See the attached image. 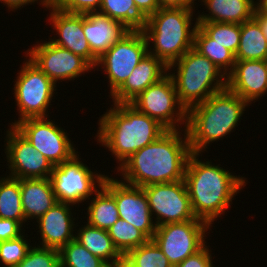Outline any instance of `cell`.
Here are the masks:
<instances>
[{"label": "cell", "mask_w": 267, "mask_h": 267, "mask_svg": "<svg viewBox=\"0 0 267 267\" xmlns=\"http://www.w3.org/2000/svg\"><path fill=\"white\" fill-rule=\"evenodd\" d=\"M167 130L157 140L133 153L118 166L121 181L139 187L184 180L191 149L184 129Z\"/></svg>", "instance_id": "obj_1"}, {"label": "cell", "mask_w": 267, "mask_h": 267, "mask_svg": "<svg viewBox=\"0 0 267 267\" xmlns=\"http://www.w3.org/2000/svg\"><path fill=\"white\" fill-rule=\"evenodd\" d=\"M199 156L198 153L189 156L184 181L195 217L212 227V222L225 213L247 181L219 164L212 165L209 160L202 162Z\"/></svg>", "instance_id": "obj_2"}, {"label": "cell", "mask_w": 267, "mask_h": 267, "mask_svg": "<svg viewBox=\"0 0 267 267\" xmlns=\"http://www.w3.org/2000/svg\"><path fill=\"white\" fill-rule=\"evenodd\" d=\"M112 106L99 118L96 138L99 144L112 152L120 166L167 129L130 103H114Z\"/></svg>", "instance_id": "obj_3"}, {"label": "cell", "mask_w": 267, "mask_h": 267, "mask_svg": "<svg viewBox=\"0 0 267 267\" xmlns=\"http://www.w3.org/2000/svg\"><path fill=\"white\" fill-rule=\"evenodd\" d=\"M247 106L246 100L225 88L191 107L186 125L191 152L201 154L211 142L233 132Z\"/></svg>", "instance_id": "obj_4"}, {"label": "cell", "mask_w": 267, "mask_h": 267, "mask_svg": "<svg viewBox=\"0 0 267 267\" xmlns=\"http://www.w3.org/2000/svg\"><path fill=\"white\" fill-rule=\"evenodd\" d=\"M193 10L191 8H160L150 15L142 27L148 49H150L148 53L169 66L188 50L194 48V34L198 24L192 23L194 21L192 20ZM150 43L153 44V50L150 48Z\"/></svg>", "instance_id": "obj_5"}, {"label": "cell", "mask_w": 267, "mask_h": 267, "mask_svg": "<svg viewBox=\"0 0 267 267\" xmlns=\"http://www.w3.org/2000/svg\"><path fill=\"white\" fill-rule=\"evenodd\" d=\"M176 67L177 72L169 75L174 81L178 100L187 111L227 88V76L194 48L171 63L168 71Z\"/></svg>", "instance_id": "obj_6"}, {"label": "cell", "mask_w": 267, "mask_h": 267, "mask_svg": "<svg viewBox=\"0 0 267 267\" xmlns=\"http://www.w3.org/2000/svg\"><path fill=\"white\" fill-rule=\"evenodd\" d=\"M23 64L13 89L20 117L11 126L27 118H48L46 110L57 90L56 84L32 61L28 59Z\"/></svg>", "instance_id": "obj_7"}, {"label": "cell", "mask_w": 267, "mask_h": 267, "mask_svg": "<svg viewBox=\"0 0 267 267\" xmlns=\"http://www.w3.org/2000/svg\"><path fill=\"white\" fill-rule=\"evenodd\" d=\"M79 159L76 153L70 160L53 166L50 181L58 202L79 206L103 186L107 175L92 172Z\"/></svg>", "instance_id": "obj_8"}, {"label": "cell", "mask_w": 267, "mask_h": 267, "mask_svg": "<svg viewBox=\"0 0 267 267\" xmlns=\"http://www.w3.org/2000/svg\"><path fill=\"white\" fill-rule=\"evenodd\" d=\"M130 104L155 119L167 130H180L179 127L184 123L186 129L187 110L178 100L175 84L169 73L157 83L147 87Z\"/></svg>", "instance_id": "obj_9"}, {"label": "cell", "mask_w": 267, "mask_h": 267, "mask_svg": "<svg viewBox=\"0 0 267 267\" xmlns=\"http://www.w3.org/2000/svg\"><path fill=\"white\" fill-rule=\"evenodd\" d=\"M148 44L142 30H129L97 60L108 78L112 96L148 54Z\"/></svg>", "instance_id": "obj_10"}, {"label": "cell", "mask_w": 267, "mask_h": 267, "mask_svg": "<svg viewBox=\"0 0 267 267\" xmlns=\"http://www.w3.org/2000/svg\"><path fill=\"white\" fill-rule=\"evenodd\" d=\"M210 227L200 219L160 225L156 227L153 240L174 267L205 246Z\"/></svg>", "instance_id": "obj_11"}, {"label": "cell", "mask_w": 267, "mask_h": 267, "mask_svg": "<svg viewBox=\"0 0 267 267\" xmlns=\"http://www.w3.org/2000/svg\"><path fill=\"white\" fill-rule=\"evenodd\" d=\"M54 166L70 160L76 153L68 135L47 117L27 118L13 126Z\"/></svg>", "instance_id": "obj_12"}, {"label": "cell", "mask_w": 267, "mask_h": 267, "mask_svg": "<svg viewBox=\"0 0 267 267\" xmlns=\"http://www.w3.org/2000/svg\"><path fill=\"white\" fill-rule=\"evenodd\" d=\"M142 188L147 196L152 218L154 213L156 215V227L197 219L192 211L184 180L152 184Z\"/></svg>", "instance_id": "obj_13"}, {"label": "cell", "mask_w": 267, "mask_h": 267, "mask_svg": "<svg viewBox=\"0 0 267 267\" xmlns=\"http://www.w3.org/2000/svg\"><path fill=\"white\" fill-rule=\"evenodd\" d=\"M26 58L32 61L55 84L60 80H75L81 74L94 69L84 58L55 45L48 40L37 42L27 51Z\"/></svg>", "instance_id": "obj_14"}, {"label": "cell", "mask_w": 267, "mask_h": 267, "mask_svg": "<svg viewBox=\"0 0 267 267\" xmlns=\"http://www.w3.org/2000/svg\"><path fill=\"white\" fill-rule=\"evenodd\" d=\"M103 186L114 196L119 218L134 225L149 239H153L156 225L143 188L108 176L105 177Z\"/></svg>", "instance_id": "obj_15"}, {"label": "cell", "mask_w": 267, "mask_h": 267, "mask_svg": "<svg viewBox=\"0 0 267 267\" xmlns=\"http://www.w3.org/2000/svg\"><path fill=\"white\" fill-rule=\"evenodd\" d=\"M5 154L9 177L15 179L50 178L53 165L13 126L6 132Z\"/></svg>", "instance_id": "obj_16"}, {"label": "cell", "mask_w": 267, "mask_h": 267, "mask_svg": "<svg viewBox=\"0 0 267 267\" xmlns=\"http://www.w3.org/2000/svg\"><path fill=\"white\" fill-rule=\"evenodd\" d=\"M45 8H50V23H52L56 35H59V39L50 37V42L81 56L95 69L98 58L91 52L89 43L85 38L83 14L61 11L51 2Z\"/></svg>", "instance_id": "obj_17"}, {"label": "cell", "mask_w": 267, "mask_h": 267, "mask_svg": "<svg viewBox=\"0 0 267 267\" xmlns=\"http://www.w3.org/2000/svg\"><path fill=\"white\" fill-rule=\"evenodd\" d=\"M227 88L249 104L267 93V60H236Z\"/></svg>", "instance_id": "obj_18"}, {"label": "cell", "mask_w": 267, "mask_h": 267, "mask_svg": "<svg viewBox=\"0 0 267 267\" xmlns=\"http://www.w3.org/2000/svg\"><path fill=\"white\" fill-rule=\"evenodd\" d=\"M69 203L57 202L36 221L39 226L40 245L60 250L68 242L75 239V225L72 209ZM72 216V217H71Z\"/></svg>", "instance_id": "obj_19"}, {"label": "cell", "mask_w": 267, "mask_h": 267, "mask_svg": "<svg viewBox=\"0 0 267 267\" xmlns=\"http://www.w3.org/2000/svg\"><path fill=\"white\" fill-rule=\"evenodd\" d=\"M168 73V66L148 53L110 98L113 103H130L147 87L157 83Z\"/></svg>", "instance_id": "obj_20"}, {"label": "cell", "mask_w": 267, "mask_h": 267, "mask_svg": "<svg viewBox=\"0 0 267 267\" xmlns=\"http://www.w3.org/2000/svg\"><path fill=\"white\" fill-rule=\"evenodd\" d=\"M129 31L121 22L98 12L83 14V32L91 52L99 58Z\"/></svg>", "instance_id": "obj_21"}, {"label": "cell", "mask_w": 267, "mask_h": 267, "mask_svg": "<svg viewBox=\"0 0 267 267\" xmlns=\"http://www.w3.org/2000/svg\"><path fill=\"white\" fill-rule=\"evenodd\" d=\"M19 184L26 221L37 220L58 202L50 178L19 179Z\"/></svg>", "instance_id": "obj_22"}, {"label": "cell", "mask_w": 267, "mask_h": 267, "mask_svg": "<svg viewBox=\"0 0 267 267\" xmlns=\"http://www.w3.org/2000/svg\"><path fill=\"white\" fill-rule=\"evenodd\" d=\"M209 14H199L196 22L242 24L254 17V0H202Z\"/></svg>", "instance_id": "obj_23"}, {"label": "cell", "mask_w": 267, "mask_h": 267, "mask_svg": "<svg viewBox=\"0 0 267 267\" xmlns=\"http://www.w3.org/2000/svg\"><path fill=\"white\" fill-rule=\"evenodd\" d=\"M75 239L93 255L105 261L110 267L124 259L115 247L108 231L89 225L79 227Z\"/></svg>", "instance_id": "obj_24"}, {"label": "cell", "mask_w": 267, "mask_h": 267, "mask_svg": "<svg viewBox=\"0 0 267 267\" xmlns=\"http://www.w3.org/2000/svg\"><path fill=\"white\" fill-rule=\"evenodd\" d=\"M235 60H267V39L254 17L240 24V42Z\"/></svg>", "instance_id": "obj_25"}, {"label": "cell", "mask_w": 267, "mask_h": 267, "mask_svg": "<svg viewBox=\"0 0 267 267\" xmlns=\"http://www.w3.org/2000/svg\"><path fill=\"white\" fill-rule=\"evenodd\" d=\"M90 201L86 223L107 231L119 219L114 196L101 186Z\"/></svg>", "instance_id": "obj_26"}, {"label": "cell", "mask_w": 267, "mask_h": 267, "mask_svg": "<svg viewBox=\"0 0 267 267\" xmlns=\"http://www.w3.org/2000/svg\"><path fill=\"white\" fill-rule=\"evenodd\" d=\"M194 49L213 62L226 76L232 72L236 61L235 55L223 45L216 43L199 26L194 34Z\"/></svg>", "instance_id": "obj_27"}, {"label": "cell", "mask_w": 267, "mask_h": 267, "mask_svg": "<svg viewBox=\"0 0 267 267\" xmlns=\"http://www.w3.org/2000/svg\"><path fill=\"white\" fill-rule=\"evenodd\" d=\"M97 12L121 22L129 30H142L146 21L137 10L134 0H101Z\"/></svg>", "instance_id": "obj_28"}, {"label": "cell", "mask_w": 267, "mask_h": 267, "mask_svg": "<svg viewBox=\"0 0 267 267\" xmlns=\"http://www.w3.org/2000/svg\"><path fill=\"white\" fill-rule=\"evenodd\" d=\"M0 218L17 221L22 227L27 222L22 209L19 179H0Z\"/></svg>", "instance_id": "obj_29"}, {"label": "cell", "mask_w": 267, "mask_h": 267, "mask_svg": "<svg viewBox=\"0 0 267 267\" xmlns=\"http://www.w3.org/2000/svg\"><path fill=\"white\" fill-rule=\"evenodd\" d=\"M107 231L115 247L123 256L130 250L139 247L149 240L142 231L121 218Z\"/></svg>", "instance_id": "obj_30"}, {"label": "cell", "mask_w": 267, "mask_h": 267, "mask_svg": "<svg viewBox=\"0 0 267 267\" xmlns=\"http://www.w3.org/2000/svg\"><path fill=\"white\" fill-rule=\"evenodd\" d=\"M124 260L131 267H173L153 239L130 250Z\"/></svg>", "instance_id": "obj_31"}, {"label": "cell", "mask_w": 267, "mask_h": 267, "mask_svg": "<svg viewBox=\"0 0 267 267\" xmlns=\"http://www.w3.org/2000/svg\"><path fill=\"white\" fill-rule=\"evenodd\" d=\"M60 267H110L105 261L93 255L76 239L59 250Z\"/></svg>", "instance_id": "obj_32"}, {"label": "cell", "mask_w": 267, "mask_h": 267, "mask_svg": "<svg viewBox=\"0 0 267 267\" xmlns=\"http://www.w3.org/2000/svg\"><path fill=\"white\" fill-rule=\"evenodd\" d=\"M198 26L216 43L236 54L240 42V24L197 22Z\"/></svg>", "instance_id": "obj_33"}, {"label": "cell", "mask_w": 267, "mask_h": 267, "mask_svg": "<svg viewBox=\"0 0 267 267\" xmlns=\"http://www.w3.org/2000/svg\"><path fill=\"white\" fill-rule=\"evenodd\" d=\"M32 246L24 234L10 240L0 241V263L4 267H16Z\"/></svg>", "instance_id": "obj_34"}, {"label": "cell", "mask_w": 267, "mask_h": 267, "mask_svg": "<svg viewBox=\"0 0 267 267\" xmlns=\"http://www.w3.org/2000/svg\"><path fill=\"white\" fill-rule=\"evenodd\" d=\"M16 267H60L59 250L37 244Z\"/></svg>", "instance_id": "obj_35"}, {"label": "cell", "mask_w": 267, "mask_h": 267, "mask_svg": "<svg viewBox=\"0 0 267 267\" xmlns=\"http://www.w3.org/2000/svg\"><path fill=\"white\" fill-rule=\"evenodd\" d=\"M50 2L61 11L78 14L97 12L101 6V0H51Z\"/></svg>", "instance_id": "obj_36"}, {"label": "cell", "mask_w": 267, "mask_h": 267, "mask_svg": "<svg viewBox=\"0 0 267 267\" xmlns=\"http://www.w3.org/2000/svg\"><path fill=\"white\" fill-rule=\"evenodd\" d=\"M208 246H204L195 254L188 256L181 263L174 267H214L212 255Z\"/></svg>", "instance_id": "obj_37"}, {"label": "cell", "mask_w": 267, "mask_h": 267, "mask_svg": "<svg viewBox=\"0 0 267 267\" xmlns=\"http://www.w3.org/2000/svg\"><path fill=\"white\" fill-rule=\"evenodd\" d=\"M22 226L15 220L0 218V241L17 238L23 234Z\"/></svg>", "instance_id": "obj_38"}, {"label": "cell", "mask_w": 267, "mask_h": 267, "mask_svg": "<svg viewBox=\"0 0 267 267\" xmlns=\"http://www.w3.org/2000/svg\"><path fill=\"white\" fill-rule=\"evenodd\" d=\"M134 3L146 19L160 9L158 0H134Z\"/></svg>", "instance_id": "obj_39"}, {"label": "cell", "mask_w": 267, "mask_h": 267, "mask_svg": "<svg viewBox=\"0 0 267 267\" xmlns=\"http://www.w3.org/2000/svg\"><path fill=\"white\" fill-rule=\"evenodd\" d=\"M196 0H158L160 8H191Z\"/></svg>", "instance_id": "obj_40"}, {"label": "cell", "mask_w": 267, "mask_h": 267, "mask_svg": "<svg viewBox=\"0 0 267 267\" xmlns=\"http://www.w3.org/2000/svg\"><path fill=\"white\" fill-rule=\"evenodd\" d=\"M37 1L38 0H0V2L3 3V5H5L6 7H8L9 10L11 9V11L24 7V5L25 6L27 4L29 5V3L31 5L32 3ZM40 2H41L40 5L46 7L47 4L49 3V0H41Z\"/></svg>", "instance_id": "obj_41"}, {"label": "cell", "mask_w": 267, "mask_h": 267, "mask_svg": "<svg viewBox=\"0 0 267 267\" xmlns=\"http://www.w3.org/2000/svg\"><path fill=\"white\" fill-rule=\"evenodd\" d=\"M254 18L259 22L262 31L267 39V13L260 12L257 8L254 12Z\"/></svg>", "instance_id": "obj_42"}, {"label": "cell", "mask_w": 267, "mask_h": 267, "mask_svg": "<svg viewBox=\"0 0 267 267\" xmlns=\"http://www.w3.org/2000/svg\"><path fill=\"white\" fill-rule=\"evenodd\" d=\"M256 5L260 12L267 13V0H257Z\"/></svg>", "instance_id": "obj_43"}, {"label": "cell", "mask_w": 267, "mask_h": 267, "mask_svg": "<svg viewBox=\"0 0 267 267\" xmlns=\"http://www.w3.org/2000/svg\"><path fill=\"white\" fill-rule=\"evenodd\" d=\"M113 267H131L124 259L116 263Z\"/></svg>", "instance_id": "obj_44"}]
</instances>
